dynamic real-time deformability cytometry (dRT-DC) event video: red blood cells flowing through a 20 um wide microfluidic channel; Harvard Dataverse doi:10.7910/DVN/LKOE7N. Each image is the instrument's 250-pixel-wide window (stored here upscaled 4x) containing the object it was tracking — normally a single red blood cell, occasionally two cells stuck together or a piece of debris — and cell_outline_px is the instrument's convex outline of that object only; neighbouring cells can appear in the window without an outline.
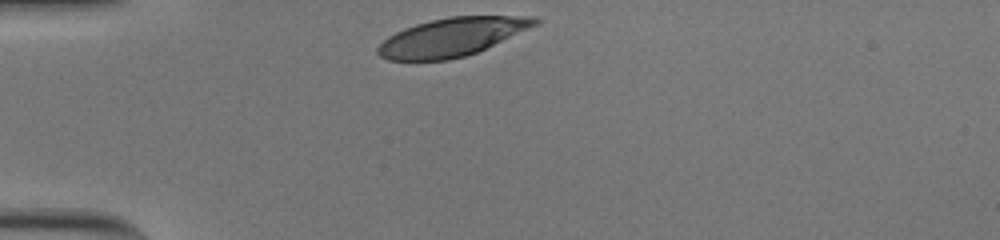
{"species": "human", "species_latin": "Homo sapiens", "temperature_condition": "cold", "stored_images_in_passage": 31, "camera_frame_rate_fps": 3000, "um_per_image_px": 0.085, "donor": {"sex": "male"}, "frame": {"image": 1, "passage_image": 1, "time_ms": 0.0, "image_size_px": [1000, 240], "cell_outline_px": [[544, 20], [540, 24], [476, 52], [464, 56], [448, 60], [388, 60], [380, 56], [376, 52], [376, 48], [388, 36], [404, 28], [416, 24], [432, 20], [452, 16], [536, 16]], "centroid_in_image_um": [38.45, 3.14], "position_along_channel_um": 46.5, "area_um2": 35.03}}
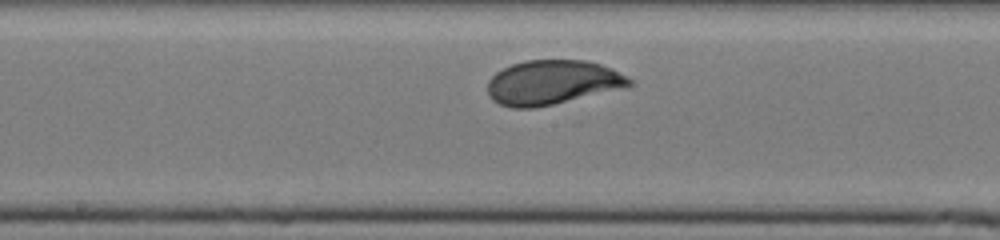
{"frame": {"image": 2, "passage_image": 16, "time_ms": 5.0, "image_size_px": [1000, 240], "cell_outline_px": [[636, 84], [628, 88], [552, 104], [532, 108], [512, 108], [500, 104], [492, 100], [488, 96], [488, 80], [496, 72], [512, 64], [528, 60], [584, 60], [600, 64], [612, 68], [628, 76]], "centroid_in_image_um": [47.0, 7.01], "position_along_channel_um": 201.2, "area_um2": 36.99}}
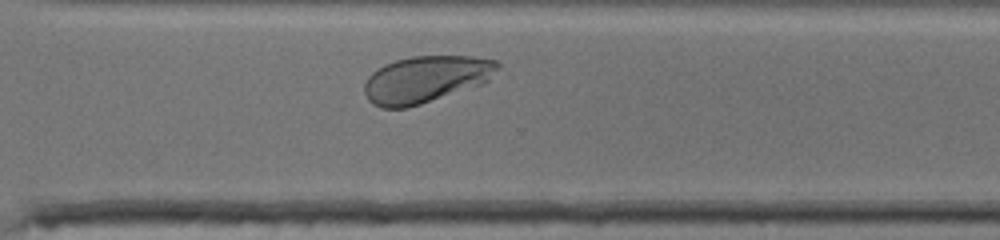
{"frame": {"image": 3, "passage_image": 27, "time_ms": 8.667, "image_size_px": [1000, 240], "cell_outline_px": [[500, 64], [488, 80], [484, 84], [408, 108], [380, 108], [372, 104], [368, 100], [364, 92], [364, 84], [368, 76], [372, 72], [384, 64], [396, 60], [412, 56], [472, 56], [496, 60]], "centroid_in_image_um": [36.17, 6.74], "position_along_channel_um": 334.4, "area_um2": 36.47}, "authors_computed_cell_mechanics": {"area_um2": 36.5874, "velocity_mm_per_s": 3.6321, "shape_relaxation_time_tau1_ms": 2.8126, "shape_relaxation_time_tau2_ms": null, "deformation_change_tau1": 0.1639, "deformation_change_tau2": null}}